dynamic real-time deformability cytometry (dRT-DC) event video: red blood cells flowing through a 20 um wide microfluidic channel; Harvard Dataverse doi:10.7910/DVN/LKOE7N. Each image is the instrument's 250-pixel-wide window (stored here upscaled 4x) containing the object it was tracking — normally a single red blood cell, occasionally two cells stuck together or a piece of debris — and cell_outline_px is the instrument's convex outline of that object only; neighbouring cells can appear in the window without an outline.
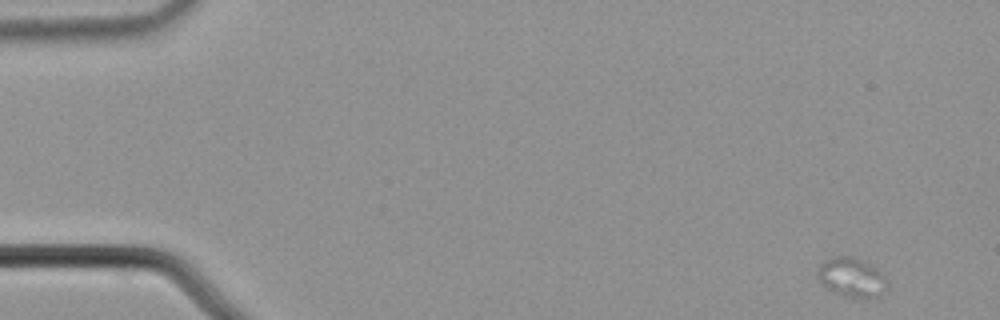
{"species": "common noctule bat (a hibernating species)", "species_latin": "Nyctalus noctula", "temperature_condition": "cold", "stored_images_in_passage": 5, "camera_frame_rate_fps": 3000, "um_per_image_px": 0.085, "animal": {"sex": "male", "body_mass_g": 21.5, "forearm_length_mm": 52.0}, "frame": {"image": 1, "passage_image": 1, "time_ms": 0.0, "image_size_px": [1000, 320], "cell_outline_px": [[888, 288], [880, 296], [864, 300], [844, 296], [832, 292], [820, 284], [816, 276], [816, 272], [820, 264], [836, 256], [856, 256], [864, 260], [876, 268], [880, 272], [888, 284]], "centroid_in_image_um": [72.39, 23.61], "position_along_channel_um": 12.6, "area_um2": 16.47}}